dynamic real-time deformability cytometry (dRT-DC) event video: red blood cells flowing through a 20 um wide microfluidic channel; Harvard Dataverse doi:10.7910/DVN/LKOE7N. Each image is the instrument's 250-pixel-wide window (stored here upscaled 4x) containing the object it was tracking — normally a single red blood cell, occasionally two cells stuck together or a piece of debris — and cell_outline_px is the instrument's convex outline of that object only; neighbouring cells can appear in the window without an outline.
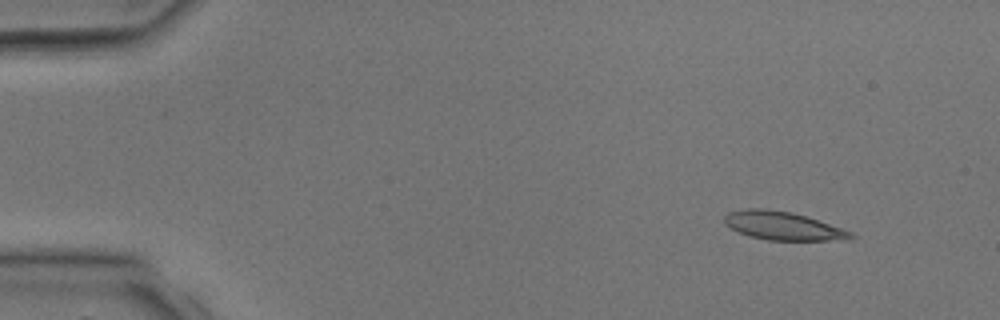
{"species": "common noctule bat (a hibernating species)", "species_latin": "Nyctalus noctula", "temperature_condition": "room temperature", "stored_images_in_passage": 3, "camera_frame_rate_fps": 3000, "um_per_image_px": 0.085, "animal": {"sex": "male", "body_mass_g": 17.9, "forearm_length_mm": 54.2}, "frame": {"image": 1, "passage_image": 1, "time_ms": 0.0, "image_size_px": [1000, 320], "cell_outline_px": [[856, 236], [848, 240], [768, 240], [748, 236], [724, 224], [724, 216], [728, 212], [748, 208], [764, 208], [792, 212], [852, 232]], "centroid_in_image_um": [66.51, 19.2], "position_along_channel_um": 18.5, "area_um2": 20.69}}
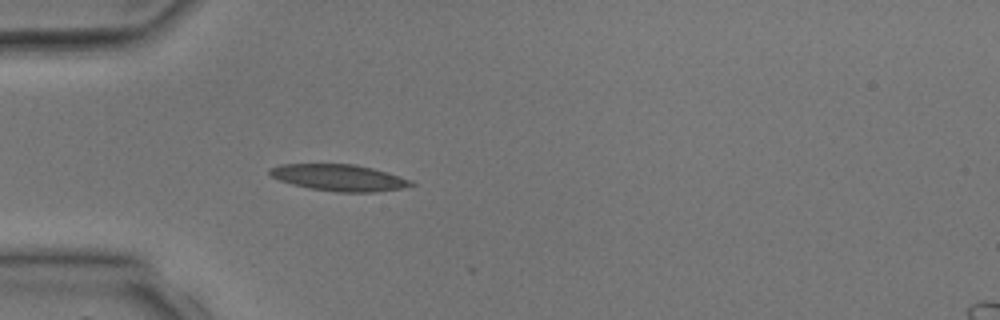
{"frame": {"image": 2, "passage_image": 3, "time_ms": 2.667, "image_size_px": [1000, 320], "cell_outline_px": [[416, 184], [404, 188], [376, 192], [336, 192], [308, 188], [292, 184], [280, 180], [272, 176], [268, 172], [268, 168], [280, 164], [356, 164], [372, 168], [400, 176], [412, 180]], "centroid_in_image_um": [28.83, 15.1], "position_along_channel_um": 56.2, "area_um2": 21.96}}